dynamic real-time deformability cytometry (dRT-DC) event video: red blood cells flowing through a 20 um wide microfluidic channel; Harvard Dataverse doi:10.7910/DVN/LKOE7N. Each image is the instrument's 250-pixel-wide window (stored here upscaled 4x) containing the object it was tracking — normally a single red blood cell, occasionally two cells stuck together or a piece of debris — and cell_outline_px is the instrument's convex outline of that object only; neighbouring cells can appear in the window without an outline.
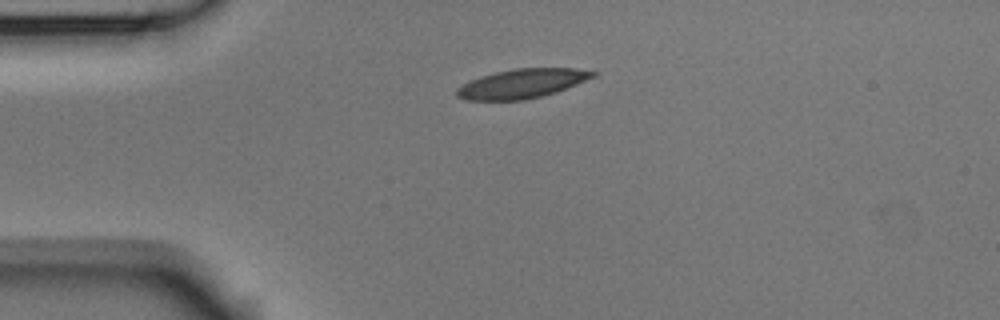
{"species": "Egyptian fruit bat (a non-hibernating species)", "species_latin": "Rousettus aegyptiacus", "temperature_condition": "room temperature", "stored_images_in_passage": 4, "camera_frame_rate_fps": 3000, "um_per_image_px": 0.085, "animal": {"sex": "male"}, "frame": {"image": 1, "passage_image": 1, "time_ms": 0.0, "image_size_px": [1000, 320], "cell_outline_px": [[600, 72], [596, 76], [556, 92], [524, 100], [468, 100], [456, 96], [456, 88], [480, 76], [496, 72], [516, 68], [576, 68]], "centroid_in_image_um": [44.4, 7.1], "position_along_channel_um": 40.6, "area_um2": 23.06}}
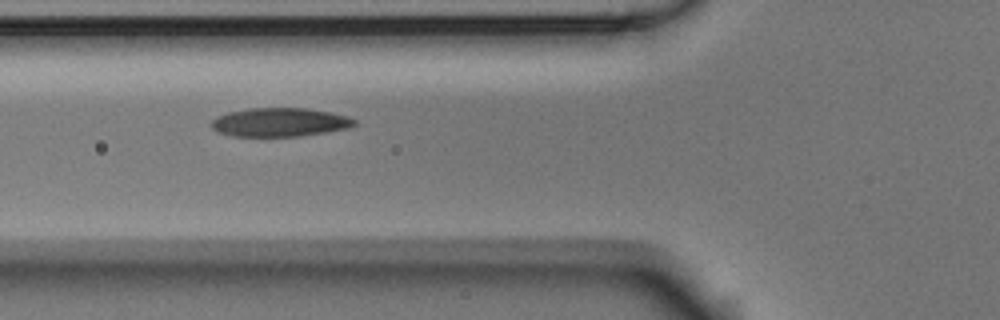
{"frame": {"image": 2, "passage_image": 3, "time_ms": 0.667, "image_size_px": [1000, 320], "cell_outline_px": [[356, 124], [348, 128], [300, 136], [232, 136], [220, 132], [212, 128], [212, 120], [216, 116], [228, 112], [248, 108], [308, 108], [348, 116], [356, 120]], "centroid_in_image_um": [23.77, 10.38], "position_along_channel_um": 102.0, "area_um2": 23.81}}
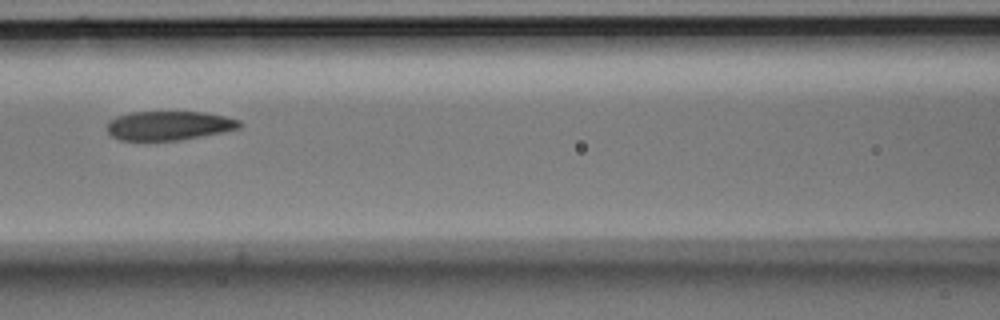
{"frame": {"image": 3, "passage_image": 4, "time_ms": 1.0, "image_size_px": [1000, 320], "cell_outline_px": [[244, 124], [240, 128], [200, 136], [176, 140], [120, 140], [112, 136], [108, 132], [108, 124], [116, 116], [132, 112], [204, 112], [224, 116], [240, 120]], "centroid_in_image_um": [14.38, 10.67], "position_along_channel_um": 152.2, "area_um2": 22.2}}